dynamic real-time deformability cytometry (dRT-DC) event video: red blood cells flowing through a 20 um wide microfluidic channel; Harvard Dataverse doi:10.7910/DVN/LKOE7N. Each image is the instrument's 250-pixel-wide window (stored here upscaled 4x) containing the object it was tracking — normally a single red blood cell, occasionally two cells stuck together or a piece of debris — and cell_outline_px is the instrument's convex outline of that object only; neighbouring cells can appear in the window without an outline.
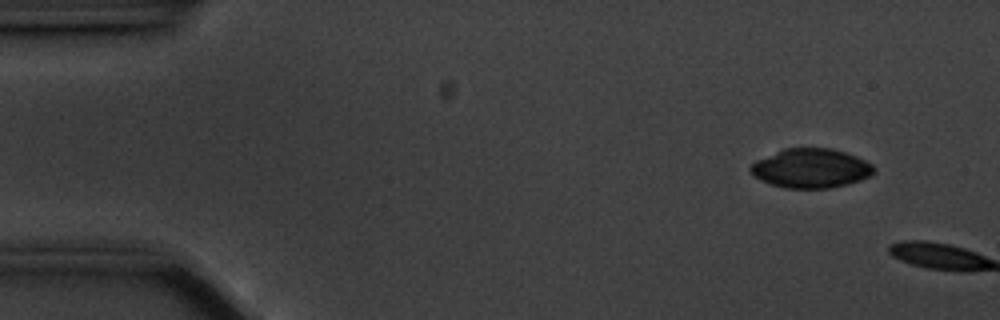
{"species": "common noctule bat (a hibernating species)", "species_latin": "Nyctalus noctula", "temperature_condition": "cold", "stored_images_in_passage": 2, "camera_frame_rate_fps": 3000, "um_per_image_px": 0.085, "animal": {"sex": "male", "body_mass_g": 20.1, "forearm_length_mm": 53.5}, "frame": {"image": 1, "passage_image": 1, "time_ms": 0.0, "image_size_px": [1000, 320], "cell_outline_px": [[876, 172], [872, 176], [848, 184], [828, 188], [784, 188], [760, 180], [748, 168], [756, 160], [784, 148], [832, 148], [856, 156], [872, 164], [876, 168]], "centroid_in_image_um": [68.96, 14.3], "position_along_channel_um": 16.0, "area_um2": 28.26}}